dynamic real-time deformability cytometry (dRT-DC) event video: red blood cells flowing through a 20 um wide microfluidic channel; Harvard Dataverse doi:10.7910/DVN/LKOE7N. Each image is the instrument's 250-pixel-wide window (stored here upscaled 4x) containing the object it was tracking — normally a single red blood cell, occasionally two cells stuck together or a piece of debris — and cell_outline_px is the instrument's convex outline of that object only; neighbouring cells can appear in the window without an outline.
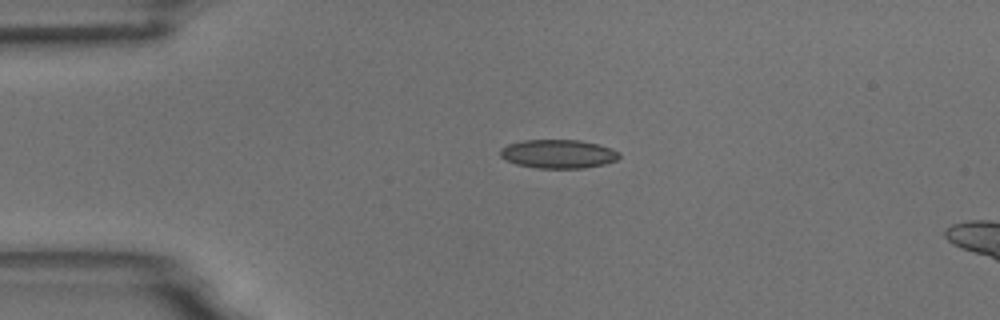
{"species": "common noctule bat (a hibernating species)", "species_latin": "Nyctalus noctula", "temperature_condition": "room temperature", "stored_images_in_passage": 3, "camera_frame_rate_fps": 3000, "um_per_image_px": 0.085, "animal": {"sex": "male", "body_mass_g": 18.8}, "frame": {"image": 1, "passage_image": 1, "time_ms": 0.0, "image_size_px": [1000, 320], "cell_outline_px": [[620, 156], [616, 160], [604, 164], [584, 168], [536, 168], [516, 164], [500, 156], [500, 148], [508, 144], [524, 140], [580, 140], [600, 144], [620, 152]], "centroid_in_image_um": [47.46, 13.08], "position_along_channel_um": 37.5, "area_um2": 19.94}}